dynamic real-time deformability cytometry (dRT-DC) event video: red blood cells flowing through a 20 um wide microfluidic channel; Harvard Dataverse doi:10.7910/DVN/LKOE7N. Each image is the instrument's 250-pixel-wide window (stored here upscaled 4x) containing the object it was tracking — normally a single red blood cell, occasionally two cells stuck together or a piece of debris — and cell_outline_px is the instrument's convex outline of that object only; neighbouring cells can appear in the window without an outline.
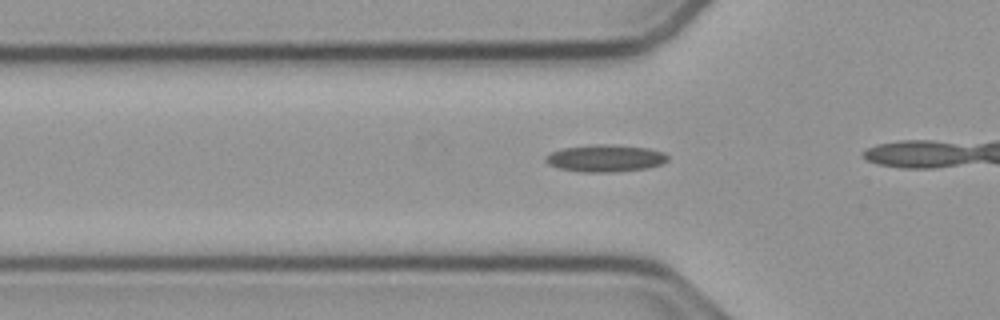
{"species": "common noctule bat (a hibernating species)", "species_latin": "Nyctalus noctula", "temperature_condition": "cold", "stored_images_in_passage": 19, "camera_frame_rate_fps": 3000, "um_per_image_px": 0.085, "animal": {"sex": "male", "body_mass_g": 23.1, "forearm_length_mm": 52.7}, "frame": {"image": 1, "passage_image": 13, "time_ms": 4.0, "image_size_px": [1000, 320], "cell_outline_px": [[668, 160], [664, 164], [644, 168], [616, 172], [584, 172], [560, 168], [548, 164], [544, 160], [544, 156], [552, 152], [564, 148], [596, 144], [608, 144], [648, 148], [664, 152], [668, 156]], "centroid_in_image_um": [51.47, 13.45], "position_along_channel_um": 74.3, "area_um2": 19.25}}
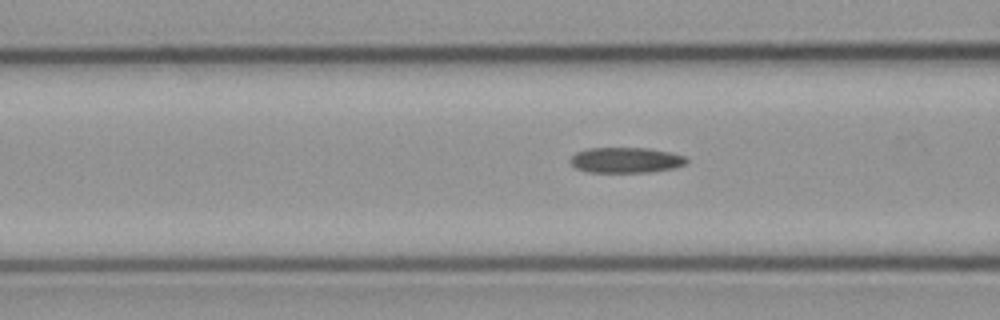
{"frame": {"image": 2, "passage_image": 16, "time_ms": 5.0, "image_size_px": [1000, 320], "cell_outline_px": [[688, 164], [676, 168], [652, 172], [588, 172], [576, 168], [568, 160], [576, 152], [588, 148], [648, 148], [668, 152], [684, 156], [688, 160]], "centroid_in_image_um": [53.22, 13.61], "position_along_channel_um": 113.4, "area_um2": 17.4}}